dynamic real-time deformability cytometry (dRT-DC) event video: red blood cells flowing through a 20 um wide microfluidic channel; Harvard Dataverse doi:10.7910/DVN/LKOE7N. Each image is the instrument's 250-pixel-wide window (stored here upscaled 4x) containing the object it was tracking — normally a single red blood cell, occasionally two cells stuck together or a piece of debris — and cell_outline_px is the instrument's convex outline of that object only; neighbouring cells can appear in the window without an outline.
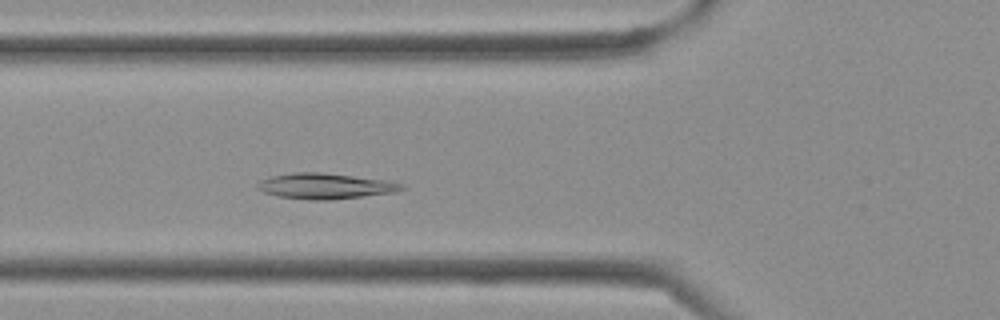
{"species": "Egyptian fruit bat (a non-hibernating species)", "species_latin": "Rousettus aegyptiacus", "temperature_condition": "cold", "stored_images_in_passage": 28, "camera_frame_rate_fps": 3000, "um_per_image_px": 0.085, "frame": {"image": 1, "passage_image": 3, "time_ms": 0.667, "image_size_px": [1000, 320], "cell_outline_px": [[404, 188], [396, 192], [364, 196], [328, 200], [308, 200], [280, 196], [264, 192], [256, 188], [256, 184], [260, 180], [272, 176], [292, 172], [320, 172], [388, 180], [404, 184]], "centroid_in_image_um": [27.64, 15.81], "position_along_channel_um": 98.2, "area_um2": 21.56}}
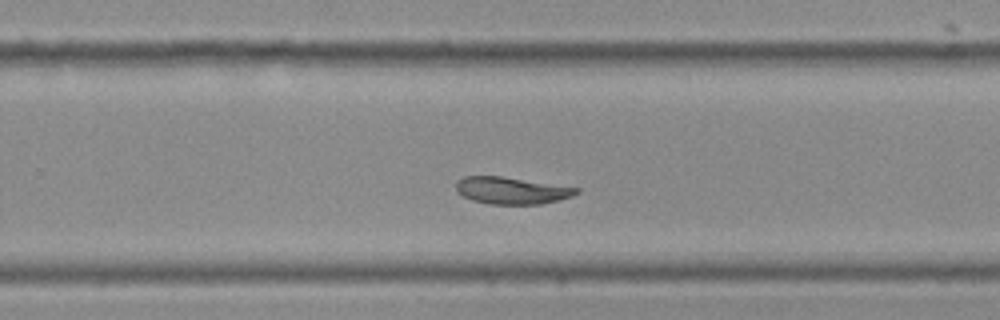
{"frame": {"image": 2, "passage_image": 14, "time_ms": 4.333, "image_size_px": [1000, 320], "cell_outline_px": [[580, 192], [572, 196], [540, 204], [488, 204], [472, 200], [456, 192], [456, 180], [464, 176], [500, 176], [580, 188]], "centroid_in_image_um": [43.45, 16.19], "position_along_channel_um": 286.4, "area_um2": 18.84}}
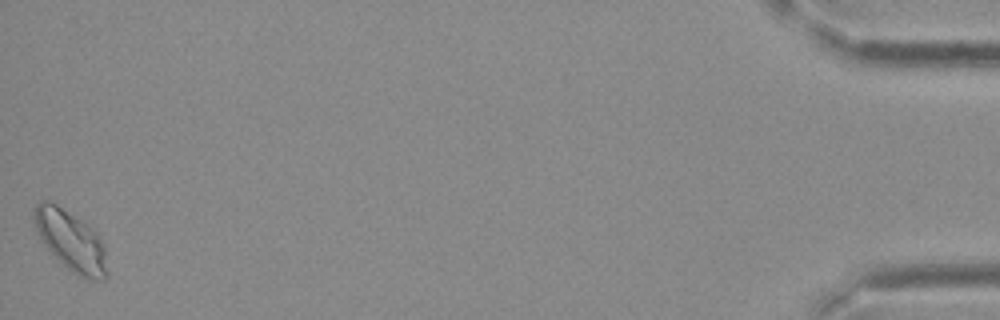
{"frame": {"image": 3, "passage_image": 28, "time_ms": 9.0, "image_size_px": [1000, 320], "cell_outline_px": [[108, 276], [104, 280], [88, 280], [76, 276], [48, 248], [40, 236], [36, 228], [32, 216], [32, 208], [40, 200], [52, 200], [88, 224], [100, 236], [104, 244], [108, 272]], "centroid_in_image_um": [6.05, 20.44], "position_along_channel_um": 429.2, "area_um2": 26.01}}